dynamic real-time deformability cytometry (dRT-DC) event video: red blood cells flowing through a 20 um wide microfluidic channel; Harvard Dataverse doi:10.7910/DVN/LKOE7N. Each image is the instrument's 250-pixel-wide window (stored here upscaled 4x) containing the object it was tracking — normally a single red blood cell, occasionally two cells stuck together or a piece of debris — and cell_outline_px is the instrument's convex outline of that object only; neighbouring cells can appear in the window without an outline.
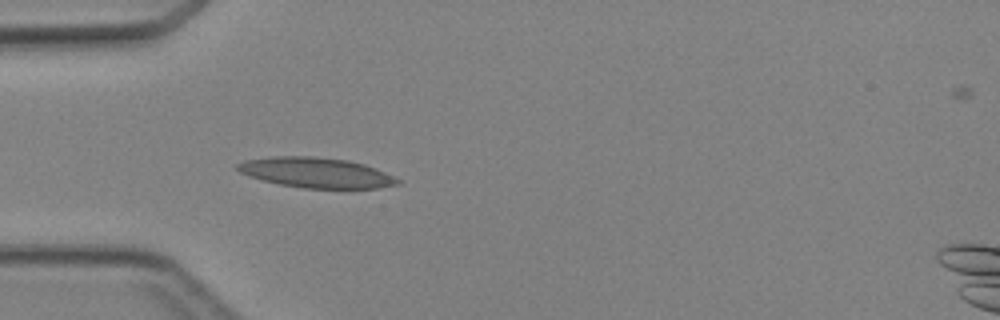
{"species": "Egyptian fruit bat (a non-hibernating species)", "species_latin": "Rousettus aegyptiacus", "temperature_condition": "cold", "stored_images_in_passage": 4, "camera_frame_rate_fps": 3000, "um_per_image_px": 0.085, "animal": {"sex": "female"}, "frame": {"image": 1, "passage_image": 3, "time_ms": 2.667, "image_size_px": [1000, 320], "cell_outline_px": [[400, 184], [376, 188], [304, 188], [280, 184], [264, 180], [240, 172], [236, 168], [236, 164], [244, 160], [268, 156], [312, 156], [348, 160], [364, 164], [376, 168], [400, 180]], "centroid_in_image_um": [26.86, 14.66], "position_along_channel_um": 58.1, "area_um2": 28.03}}